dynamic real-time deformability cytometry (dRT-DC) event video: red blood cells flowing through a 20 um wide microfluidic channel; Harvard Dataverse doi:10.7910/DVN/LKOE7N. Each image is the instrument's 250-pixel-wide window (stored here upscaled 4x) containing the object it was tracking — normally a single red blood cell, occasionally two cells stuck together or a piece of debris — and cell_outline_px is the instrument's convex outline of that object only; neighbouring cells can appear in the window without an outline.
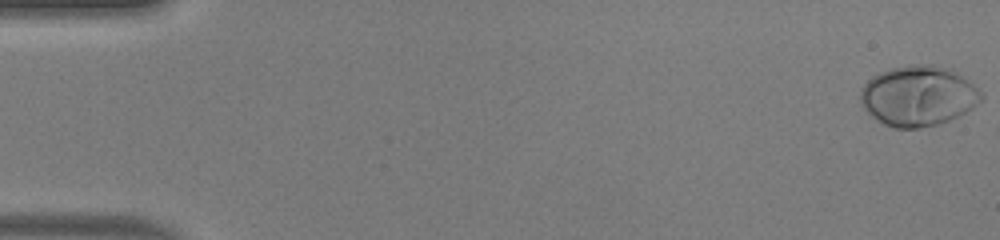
{"species": "human", "species_latin": "Homo sapiens", "temperature_condition": "warm", "stored_images_in_passage": 51, "camera_frame_rate_fps": 3000, "um_per_image_px": 0.085, "donor": {"sex": "male"}, "frame": {"image": 1, "passage_image": 1, "time_ms": 0.0, "image_size_px": [1000, 240], "cell_outline_px": [[984, 96], [972, 108], [948, 120], [936, 124], [920, 128], [896, 128], [884, 124], [876, 120], [864, 108], [860, 100], [860, 88], [872, 76], [880, 72], [892, 68], [912, 64], [932, 64], [952, 68], [972, 84]], "centroid_in_image_um": [78.02, 8.13], "position_along_channel_um": 7.0, "area_um2": 42.25}}
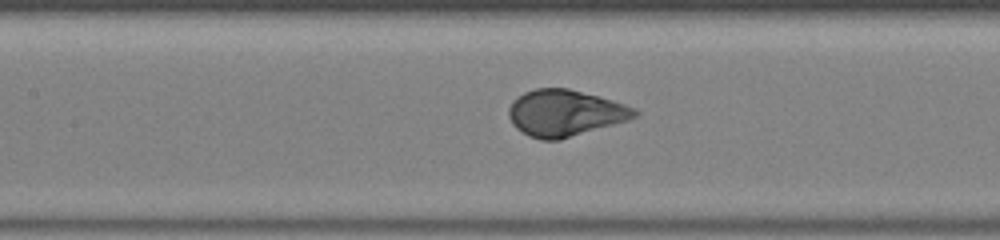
{"frame": {"image": 2, "passage_image": 24, "time_ms": 7.667, "image_size_px": [1000, 240], "cell_outline_px": [[640, 116], [628, 120], [560, 140], [540, 140], [528, 136], [516, 128], [512, 124], [508, 116], [508, 108], [512, 100], [516, 96], [524, 92], [536, 88], [568, 88], [624, 104], [636, 108], [640, 112]], "centroid_in_image_um": [48.0, 9.61], "position_along_channel_um": 159.4, "area_um2": 34.22}}
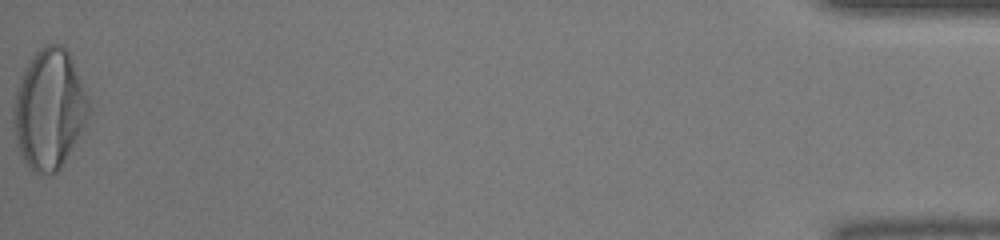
{"frame": {"image": 3, "passage_image": 51, "time_ms": 16.667, "image_size_px": [1000, 240], "cell_outline_px": [[88, 112], [84, 124], [76, 140], [60, 168], [56, 172], [32, 172], [28, 168], [20, 156], [16, 144], [12, 120], [12, 108], [20, 76], [24, 68], [32, 56], [44, 44], [60, 44], [68, 52], [72, 60], [84, 88], [88, 100]], "centroid_in_image_um": [4.12, 9.27], "position_along_channel_um": 431.1, "area_um2": 52.08}, "authors_computed_cell_mechanics": {"area_um2": 35.8938, "velocity_mm_per_s": 4.1127, "shape_relaxation_time_tau1_ms": 2.8661, "shape_relaxation_time_tau2_ms": null, "deformation_change_tau1": 0.2134, "deformation_change_tau2": null}}